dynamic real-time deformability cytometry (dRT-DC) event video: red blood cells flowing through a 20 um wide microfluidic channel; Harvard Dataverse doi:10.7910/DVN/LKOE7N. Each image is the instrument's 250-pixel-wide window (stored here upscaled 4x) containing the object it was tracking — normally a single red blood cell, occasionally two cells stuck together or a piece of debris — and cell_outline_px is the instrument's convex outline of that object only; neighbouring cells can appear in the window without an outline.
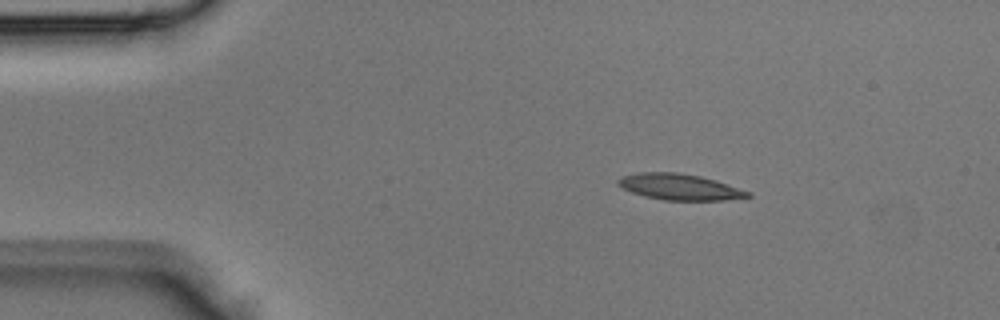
{"species": "Egyptian fruit bat (a non-hibernating species)", "species_latin": "Rousettus aegyptiacus", "temperature_condition": "room temperature", "stored_images_in_passage": 2, "camera_frame_rate_fps": 3000, "um_per_image_px": 0.085, "animal": {"sex": "male"}, "frame": {"image": 1, "passage_image": 1, "time_ms": 0.0, "image_size_px": [1000, 320], "cell_outline_px": [[752, 196], [724, 200], [664, 200], [644, 196], [632, 192], [616, 184], [616, 180], [620, 176], [640, 172], [676, 172], [700, 176], [716, 180], [752, 192]], "centroid_in_image_um": [57.76, 15.88], "position_along_channel_um": 27.2, "area_um2": 19.77}}